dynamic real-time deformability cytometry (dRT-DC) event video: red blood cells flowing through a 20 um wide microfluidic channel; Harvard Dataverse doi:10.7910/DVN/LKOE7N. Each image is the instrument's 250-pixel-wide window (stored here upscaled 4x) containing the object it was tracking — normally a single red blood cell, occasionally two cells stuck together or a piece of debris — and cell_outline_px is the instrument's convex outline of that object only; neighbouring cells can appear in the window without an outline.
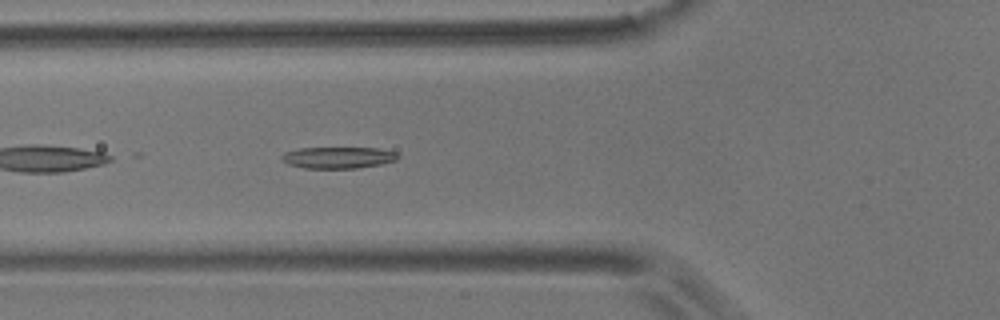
{"species": "common noctule bat (a hibernating species)", "species_latin": "Nyctalus noctula", "temperature_condition": "room temperature", "stored_images_in_passage": 27, "camera_frame_rate_fps": 3000, "um_per_image_px": 0.085, "animal": {"sex": "male", "body_mass_g": 17.9}, "frame": {"image": 1, "passage_image": 5, "time_ms": 1.333, "image_size_px": [1000, 320], "cell_outline_px": [[400, 156], [396, 160], [380, 164], [356, 168], [304, 168], [288, 164], [280, 160], [280, 156], [284, 152], [300, 148], [380, 148], [396, 152]], "centroid_in_image_um": [28.72, 13.39], "position_along_channel_um": 97.1, "area_um2": 14.62}}
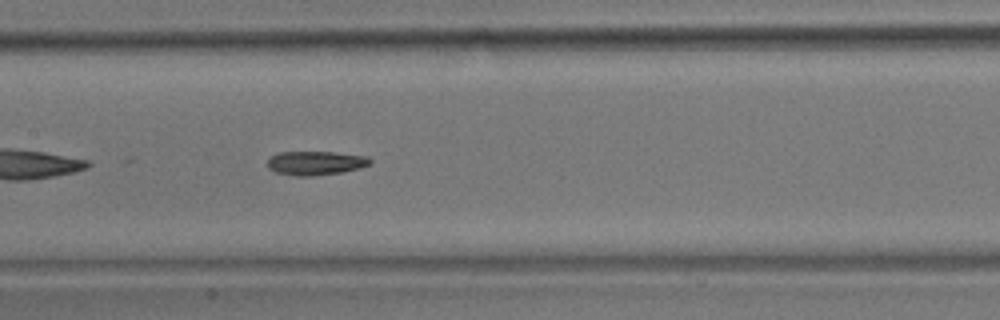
{"frame": {"image": 2, "passage_image": 12, "time_ms": 3.667, "image_size_px": [1000, 320], "cell_outline_px": [[372, 164], [360, 168], [340, 172], [312, 176], [296, 176], [276, 172], [268, 168], [268, 156], [276, 152], [332, 152], [368, 156], [372, 160]], "centroid_in_image_um": [26.81, 13.85], "position_along_channel_um": 180.6, "area_um2": 14.45}}